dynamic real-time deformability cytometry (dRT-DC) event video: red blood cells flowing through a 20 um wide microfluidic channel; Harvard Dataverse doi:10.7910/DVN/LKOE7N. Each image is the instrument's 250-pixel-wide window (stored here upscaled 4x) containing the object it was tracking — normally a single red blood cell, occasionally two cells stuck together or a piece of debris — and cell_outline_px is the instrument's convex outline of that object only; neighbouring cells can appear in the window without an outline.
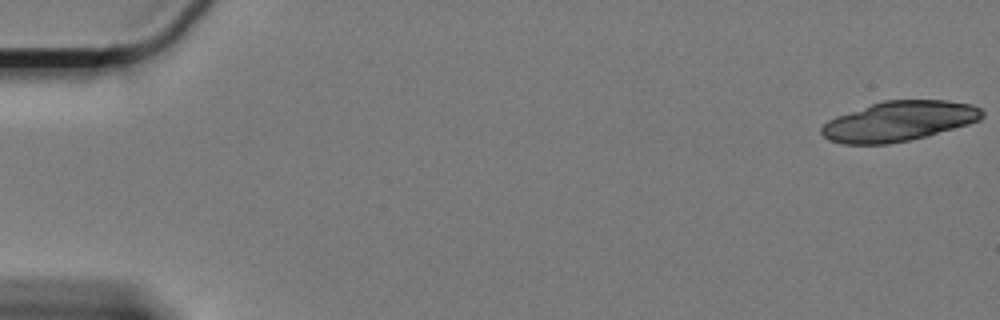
{"species": "Egyptian fruit bat (a non-hibernating species)", "species_latin": "Rousettus aegyptiacus", "temperature_condition": "cold", "stored_images_in_passage": 16, "camera_frame_rate_fps": 3000, "um_per_image_px": 0.085, "animal": {"sex": "female"}, "frame": {"image": 1, "passage_image": 1, "time_ms": 0.0, "image_size_px": [1000, 320], "cell_outline_px": [[984, 116], [980, 120], [968, 124], [924, 136], [908, 140], [888, 144], [844, 144], [828, 140], [820, 132], [820, 128], [828, 120], [836, 116], [884, 100], [948, 100], [972, 104], [980, 108], [984, 112]], "centroid_in_image_um": [76.41, 10.3], "position_along_channel_um": 8.6, "area_um2": 37.17}}